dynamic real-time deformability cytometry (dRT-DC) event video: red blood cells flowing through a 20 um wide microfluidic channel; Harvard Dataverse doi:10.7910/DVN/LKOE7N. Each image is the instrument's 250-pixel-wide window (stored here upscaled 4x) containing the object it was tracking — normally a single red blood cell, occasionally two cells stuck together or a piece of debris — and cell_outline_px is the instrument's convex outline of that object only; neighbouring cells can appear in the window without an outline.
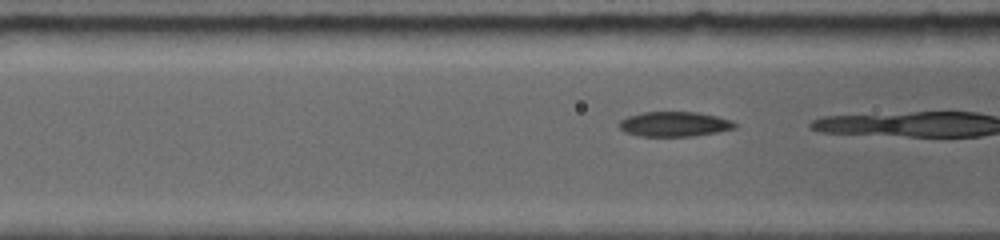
{"species": "common noctule bat (a hibernating species)", "species_latin": "Nyctalus noctula", "temperature_condition": "room temperature", "stored_images_in_passage": 27, "camera_frame_rate_fps": 5000, "um_per_image_px": 0.085, "animal": {"sex": "female", "body_mass_g": 19.0, "forearm_length_mm": 56.7}, "frame": {"image": 1, "passage_image": 5, "time_ms": 1.0, "image_size_px": [1000, 240], "cell_outline_px": [[736, 124], [732, 128], [716, 132], [688, 136], [644, 136], [628, 132], [620, 128], [620, 120], [628, 116], [644, 112], [696, 112], [716, 116], [732, 120]], "centroid_in_image_um": [57.32, 10.53], "position_along_channel_um": 109.3, "area_um2": 16.3}}
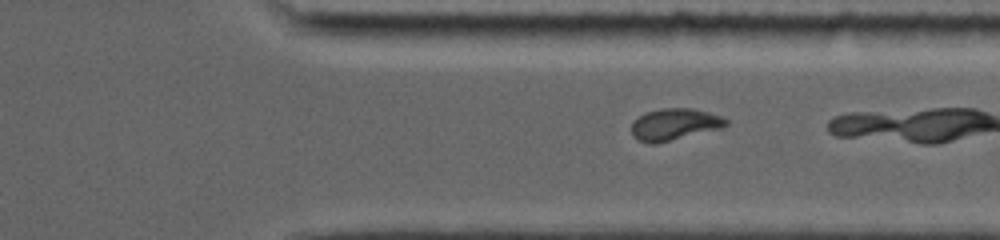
{"frame": {"image": 2, "passage_image": 23, "time_ms": 7.4, "image_size_px": [1000, 240], "cell_outline_px": [[728, 124], [720, 128], [652, 144], [636, 140], [632, 136], [632, 120], [648, 112], [664, 108], [692, 108], [708, 112], [720, 116], [728, 120]], "centroid_in_image_um": [57.3, 10.56], "position_along_channel_um": 354.1, "area_um2": 17.11}}